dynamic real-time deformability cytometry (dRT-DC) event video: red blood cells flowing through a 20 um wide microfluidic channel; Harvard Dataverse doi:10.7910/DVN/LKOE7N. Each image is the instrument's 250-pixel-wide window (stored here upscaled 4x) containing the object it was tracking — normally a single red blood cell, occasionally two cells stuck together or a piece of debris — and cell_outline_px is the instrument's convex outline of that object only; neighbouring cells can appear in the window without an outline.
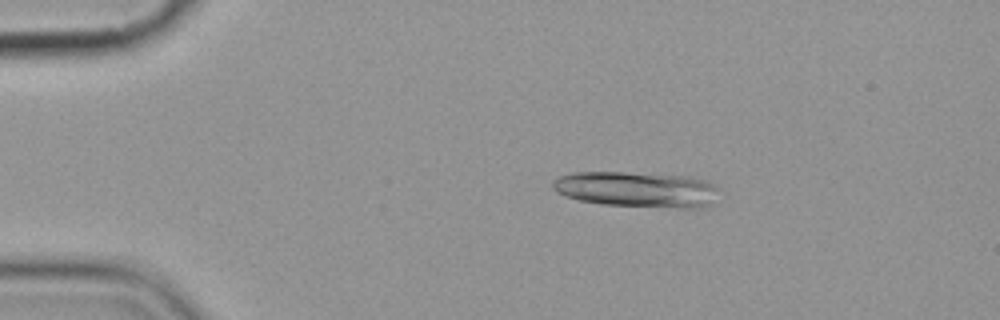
{"species": "common noctule bat (a hibernating species)", "species_latin": "Nyctalus noctula", "temperature_condition": "cold", "stored_images_in_passage": 5, "camera_frame_rate_fps": 3000, "um_per_image_px": 0.085, "animal": {"sex": "female", "body_mass_g": 19.9}, "frame": {"image": 1, "passage_image": 3, "time_ms": 2.333, "image_size_px": [1000, 320], "cell_outline_px": [[716, 188], [712, 204], [700, 208], [680, 208], [600, 204], [580, 200], [564, 196], [556, 192], [552, 188], [552, 180], [560, 176], [572, 172], [624, 172], [688, 176], [708, 180]], "centroid_in_image_um": [54.08, 16.09], "position_along_channel_um": 30.9, "area_um2": 34.62}}